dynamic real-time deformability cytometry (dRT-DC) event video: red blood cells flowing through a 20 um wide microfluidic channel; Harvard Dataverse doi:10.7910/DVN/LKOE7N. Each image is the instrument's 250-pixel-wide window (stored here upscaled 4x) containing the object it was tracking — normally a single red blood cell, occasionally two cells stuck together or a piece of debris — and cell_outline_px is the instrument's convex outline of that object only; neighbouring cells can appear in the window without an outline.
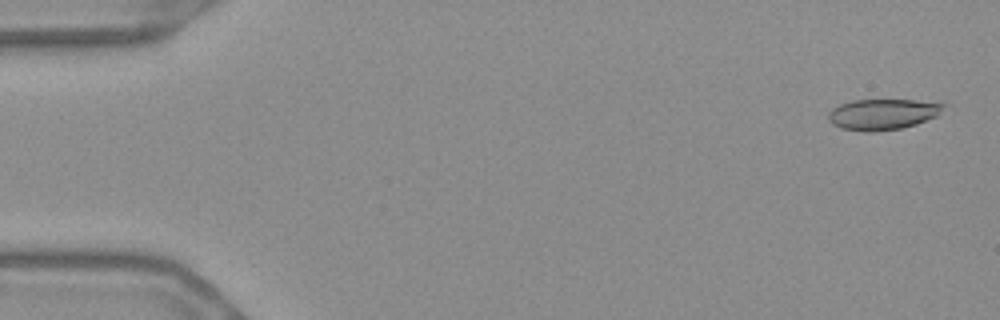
{"species": "Egyptian fruit bat (a non-hibernating species)", "species_latin": "Rousettus aegyptiacus", "temperature_condition": "warm", "stored_images_in_passage": 55, "camera_frame_rate_fps": 3000, "um_per_image_px": 0.085, "frame": {"image": 1, "passage_image": 2, "time_ms": 0.333, "image_size_px": [1000, 320], "cell_outline_px": [[948, 104], [936, 116], [916, 124], [900, 128], [876, 132], [864, 132], [840, 128], [832, 124], [828, 120], [828, 112], [832, 108], [840, 104], [852, 100], [944, 100]], "centroid_in_image_um": [75.08, 9.69], "position_along_channel_um": 9.9, "area_um2": 21.21}}
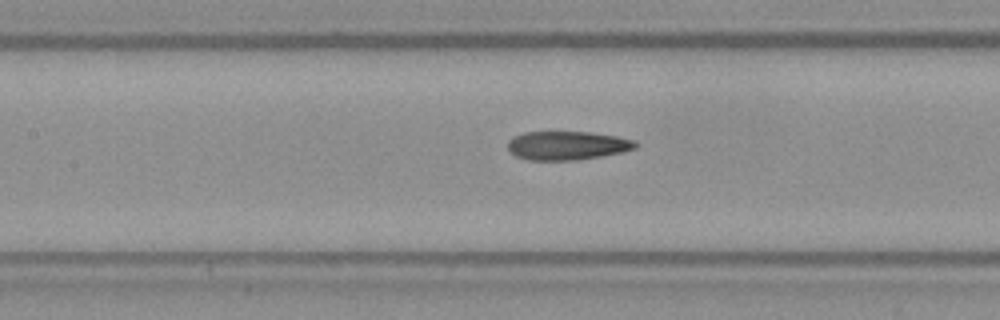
{"frame": {"image": 2, "passage_image": 25, "time_ms": 8.0, "image_size_px": [1000, 320], "cell_outline_px": [[640, 144], [636, 148], [624, 152], [576, 160], [528, 160], [516, 156], [508, 148], [508, 140], [512, 136], [524, 132], [592, 132], [616, 136], [636, 140]], "centroid_in_image_um": [48.24, 12.36], "position_along_channel_um": 159.2, "area_um2": 21.56}}
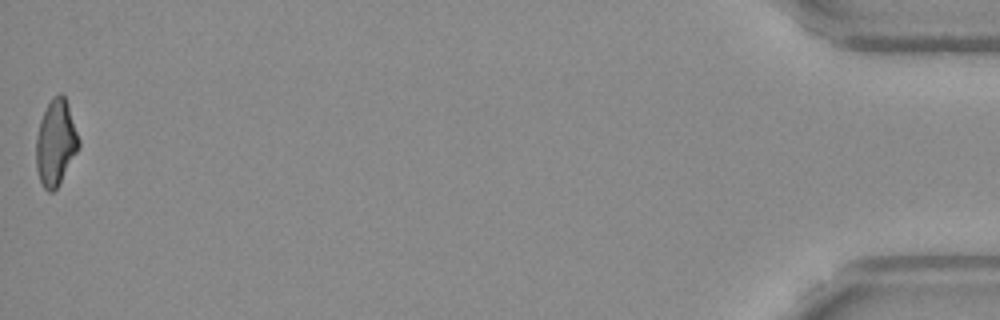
{"frame": {"image": 3, "passage_image": 55, "time_ms": 18.0, "image_size_px": [1000, 320], "cell_outline_px": [[80, 148], [60, 184], [52, 192], [48, 192], [44, 188], [40, 180], [36, 168], [36, 136], [40, 120], [52, 96], [60, 92], [64, 96], [68, 104], [80, 140]], "centroid_in_image_um": [4.75, 12.14], "position_along_channel_um": 430.4, "area_um2": 21.56}, "authors_computed_cell_mechanics": {"area_um2": 21.675, "velocity_mm_per_s": 3.6911, "shape_relaxation_time_tau1_ms": null, "shape_relaxation_time_tau2_ms": 4.0006, "deformation_change_tau1": null, "deformation_change_tau2": 0.1226}}